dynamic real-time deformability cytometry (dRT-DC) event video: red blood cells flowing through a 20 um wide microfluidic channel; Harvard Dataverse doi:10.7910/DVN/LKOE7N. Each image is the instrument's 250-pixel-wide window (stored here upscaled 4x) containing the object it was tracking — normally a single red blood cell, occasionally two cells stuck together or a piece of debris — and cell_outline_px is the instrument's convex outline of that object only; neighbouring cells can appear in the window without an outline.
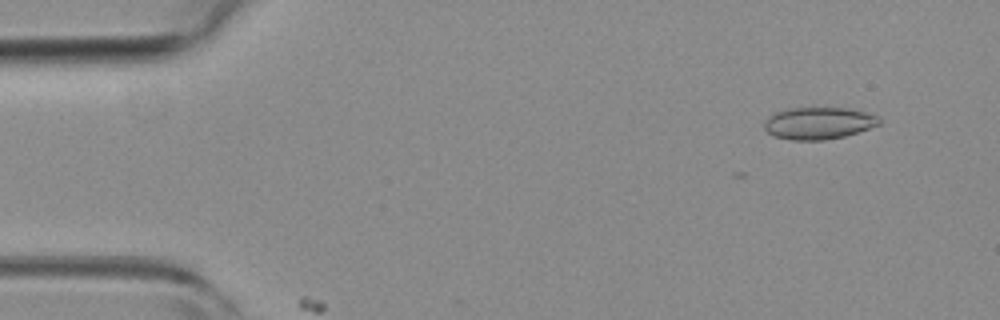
{"species": "common noctule bat (a hibernating species)", "species_latin": "Nyctalus noctula", "temperature_condition": "room temperature", "stored_images_in_passage": 5, "camera_frame_rate_fps": 3000, "um_per_image_px": 0.085, "animal": {"sex": "female", "body_mass_g": 19.3, "forearm_length_mm": 54.1}, "frame": {"image": 1, "passage_image": 4, "time_ms": 1.0, "image_size_px": [1000, 320], "cell_outline_px": [[880, 124], [844, 136], [824, 140], [792, 140], [772, 136], [764, 128], [764, 120], [772, 112], [788, 108], [852, 108], [880, 116]], "centroid_in_image_um": [69.54, 10.46], "position_along_channel_um": 15.5, "area_um2": 21.68}}